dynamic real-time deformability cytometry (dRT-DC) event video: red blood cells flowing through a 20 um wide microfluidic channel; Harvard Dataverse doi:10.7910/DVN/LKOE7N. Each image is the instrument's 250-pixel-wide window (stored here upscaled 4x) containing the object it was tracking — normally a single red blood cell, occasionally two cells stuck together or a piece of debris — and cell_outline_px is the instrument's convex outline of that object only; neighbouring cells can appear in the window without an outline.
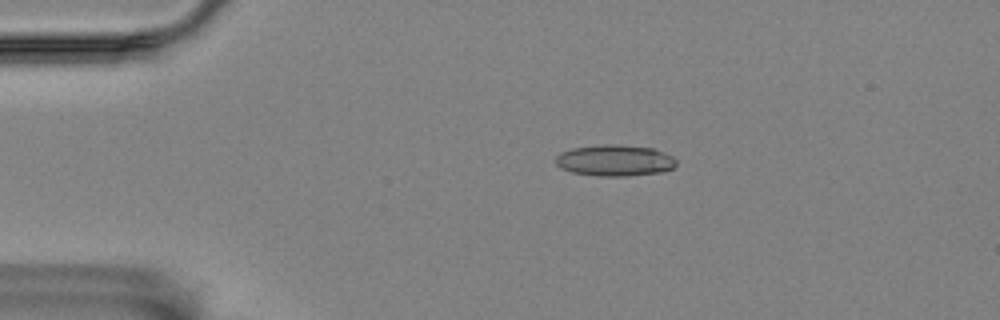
{"species": "Egyptian fruit bat (a non-hibernating species)", "species_latin": "Rousettus aegyptiacus", "temperature_condition": "room temperature", "stored_images_in_passage": 3, "camera_frame_rate_fps": 3000, "um_per_image_px": 0.085, "animal": {"sex": "female"}, "frame": {"image": 1, "passage_image": 1, "time_ms": 0.0, "image_size_px": [1000, 320], "cell_outline_px": [[676, 164], [672, 168], [660, 172], [628, 176], [600, 176], [572, 172], [560, 168], [556, 164], [556, 156], [560, 152], [572, 148], [604, 144], [620, 144], [652, 148], [664, 152], [672, 156], [676, 160]], "centroid_in_image_um": [52.24, 13.63], "position_along_channel_um": 32.8, "area_um2": 22.02}}